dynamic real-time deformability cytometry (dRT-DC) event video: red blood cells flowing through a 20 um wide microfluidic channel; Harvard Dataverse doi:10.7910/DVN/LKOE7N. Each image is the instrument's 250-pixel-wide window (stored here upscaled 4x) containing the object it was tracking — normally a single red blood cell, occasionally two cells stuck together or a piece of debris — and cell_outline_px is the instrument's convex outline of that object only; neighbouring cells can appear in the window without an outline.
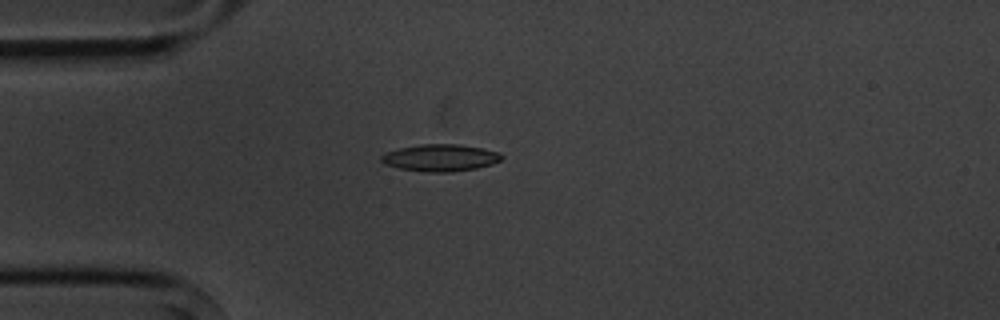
{"species": "common noctule bat (a hibernating species)", "species_latin": "Nyctalus noctula", "temperature_condition": "cold", "stored_images_in_passage": 2, "camera_frame_rate_fps": 3000, "um_per_image_px": 0.085, "animal": {"sex": "male", "body_mass_g": 20.1, "forearm_length_mm": 53.5}, "frame": {"image": 1, "passage_image": 2, "time_ms": 1.333, "image_size_px": [1000, 320], "cell_outline_px": [[504, 156], [500, 160], [492, 164], [476, 168], [452, 172], [424, 172], [400, 168], [384, 164], [380, 160], [380, 156], [384, 152], [400, 148], [420, 144], [460, 144], [500, 152]], "centroid_in_image_um": [37.41, 13.41], "position_along_channel_um": 47.6, "area_um2": 19.02}}